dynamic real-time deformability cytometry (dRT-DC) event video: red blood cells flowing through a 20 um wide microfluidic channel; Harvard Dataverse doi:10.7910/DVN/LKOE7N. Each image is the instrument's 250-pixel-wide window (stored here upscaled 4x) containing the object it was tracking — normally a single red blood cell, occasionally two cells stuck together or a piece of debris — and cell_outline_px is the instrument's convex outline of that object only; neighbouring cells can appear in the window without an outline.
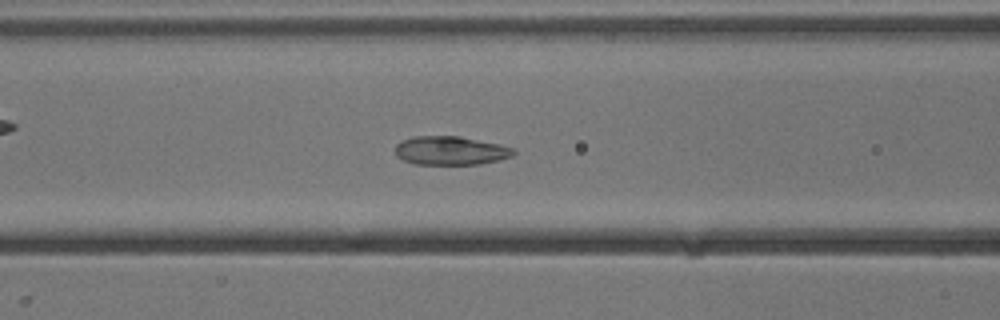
{"species": "common noctule bat (a hibernating species)", "species_latin": "Nyctalus noctula", "temperature_condition": "cold", "stored_images_in_passage": 52, "camera_frame_rate_fps": 3000, "um_per_image_px": 0.085, "animal": {"sex": "male", "body_mass_g": 13.3}, "frame": {"image": 1, "passage_image": 21, "time_ms": 6.667, "image_size_px": [1000, 320], "cell_outline_px": [[516, 152], [512, 156], [500, 160], [480, 164], [412, 164], [396, 156], [396, 144], [412, 136], [460, 136], [500, 144], [512, 148]], "centroid_in_image_um": [38.31, 12.8], "position_along_channel_um": 128.3, "area_um2": 19.83}}
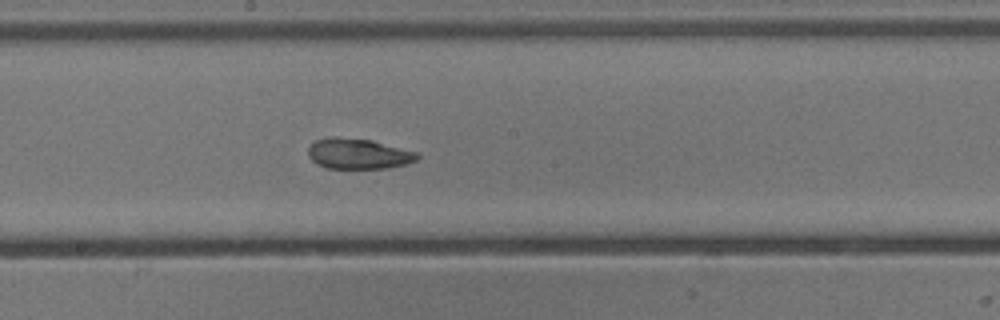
{"frame": {"image": 2, "passage_image": 28, "time_ms": 9.0, "image_size_px": [1000, 320], "cell_outline_px": [[420, 156], [416, 160], [404, 164], [388, 168], [324, 168], [316, 164], [308, 156], [308, 148], [316, 140], [372, 140], [416, 152]], "centroid_in_image_um": [30.48, 13.12], "position_along_channel_um": 217.7, "area_um2": 18.5}}
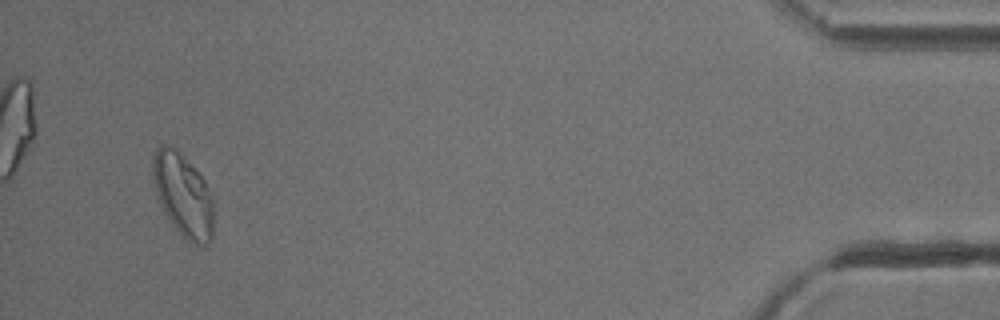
{"frame": {"image": 3, "passage_image": 50, "time_ms": 16.333, "image_size_px": [1000, 320], "cell_outline_px": [[212, 240], [204, 248], [200, 248], [192, 244], [172, 224], [160, 204], [156, 196], [152, 180], [152, 160], [156, 148], [160, 144], [172, 144], [180, 152], [204, 180], [212, 196]], "centroid_in_image_um": [15.54, 16.57], "position_along_channel_um": 419.7, "area_um2": 29.71}, "authors_computed_cell_mechanics": {"area_um2": 22.2241, "velocity_mm_per_s": 3.8367, "shape_relaxation_time_tau1_ms": null, "shape_relaxation_time_tau2_ms": 0.6234, "deformation_change_tau1": null, "deformation_change_tau2": 0.0495}}